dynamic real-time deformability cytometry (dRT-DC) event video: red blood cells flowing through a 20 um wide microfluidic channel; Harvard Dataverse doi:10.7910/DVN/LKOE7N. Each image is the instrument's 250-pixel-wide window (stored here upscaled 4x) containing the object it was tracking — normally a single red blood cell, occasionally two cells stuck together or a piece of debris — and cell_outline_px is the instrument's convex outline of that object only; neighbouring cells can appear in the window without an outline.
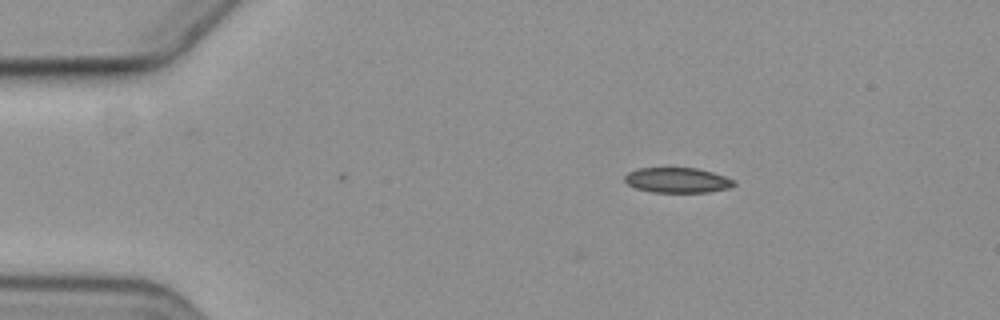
{"species": "common noctule bat (a hibernating species)", "species_latin": "Nyctalus noctula", "temperature_condition": "cold", "stored_images_in_passage": 3, "camera_frame_rate_fps": 3000, "um_per_image_px": 0.085, "animal": {"sex": "female", "body_mass_g": 19.3, "forearm_length_mm": 54.1}, "frame": {"image": 1, "passage_image": 3, "time_ms": 0.667, "image_size_px": [1000, 320], "cell_outline_px": [[736, 184], [728, 188], [708, 192], [652, 192], [636, 188], [628, 184], [624, 180], [624, 176], [628, 172], [636, 168], [696, 168], [712, 172], [736, 180]], "centroid_in_image_um": [57.57, 15.31], "position_along_channel_um": 27.4, "area_um2": 16.01}}